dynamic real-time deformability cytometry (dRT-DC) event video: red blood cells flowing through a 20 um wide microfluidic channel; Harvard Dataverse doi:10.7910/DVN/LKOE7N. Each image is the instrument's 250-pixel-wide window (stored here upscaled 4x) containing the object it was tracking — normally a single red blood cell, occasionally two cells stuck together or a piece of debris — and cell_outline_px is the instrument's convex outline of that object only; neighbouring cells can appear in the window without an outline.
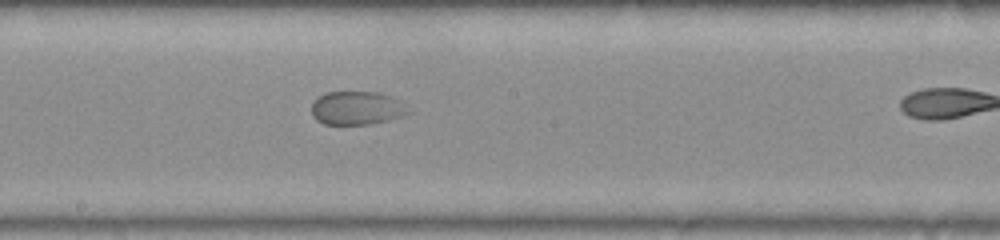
{"species": "common noctule bat (a hibernating species)", "species_latin": "Nyctalus noctula", "temperature_condition": "warm", "stored_images_in_passage": 25, "camera_frame_rate_fps": 3000, "um_per_image_px": 0.085, "animal": {"sex": "female", "body_mass_g": 22.0, "forearm_length_mm": 56.7}, "frame": {"image": 1, "passage_image": 18, "time_ms": 5.667, "image_size_px": [1000, 240], "cell_outline_px": [[412, 112], [388, 120], [372, 124], [324, 124], [316, 120], [312, 116], [312, 104], [324, 92], [380, 92], [404, 100]], "centroid_in_image_um": [30.4, 9.18], "position_along_channel_um": 217.8, "area_um2": 19.19}}